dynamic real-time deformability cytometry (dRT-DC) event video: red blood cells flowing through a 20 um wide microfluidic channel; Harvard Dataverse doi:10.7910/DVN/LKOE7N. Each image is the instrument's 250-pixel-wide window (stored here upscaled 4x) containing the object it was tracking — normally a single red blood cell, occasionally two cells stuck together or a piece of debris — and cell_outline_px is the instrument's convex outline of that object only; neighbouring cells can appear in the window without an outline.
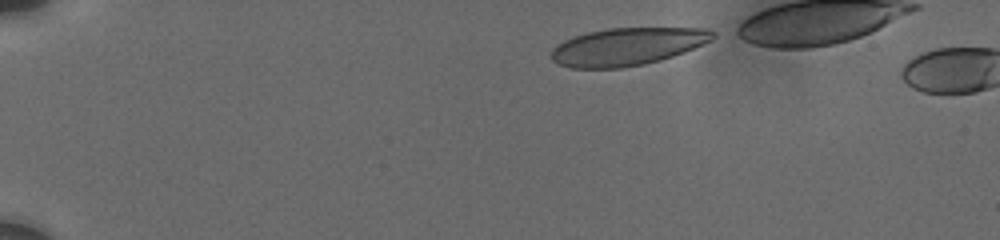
{"species": "human", "species_latin": "Homo sapiens", "temperature_condition": "cold", "stored_images_in_passage": 5, "camera_frame_rate_fps": 3000, "um_per_image_px": 0.085, "donor": {"sex": "male"}, "frame": {"image": 1, "passage_image": 1, "time_ms": 0.0, "image_size_px": [1000, 240], "cell_outline_px": [[716, 36], [712, 40], [684, 52], [660, 60], [644, 64], [620, 68], [572, 68], [556, 64], [552, 60], [552, 48], [556, 44], [564, 40], [588, 32], [608, 28], [708, 28], [716, 32]], "centroid_in_image_um": [53.32, 3.96], "position_along_channel_um": 31.7, "area_um2": 35.43}}